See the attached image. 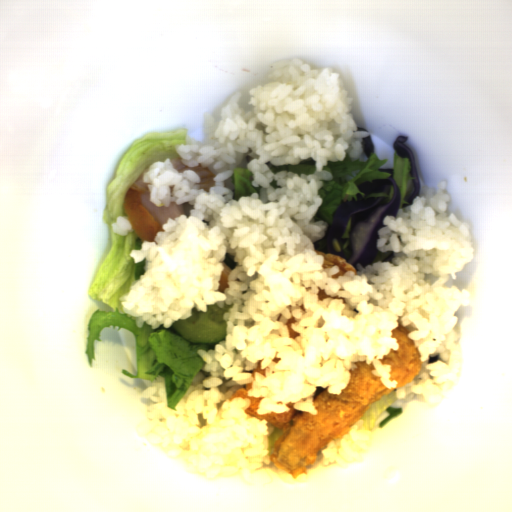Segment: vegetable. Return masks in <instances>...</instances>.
<instances>
[{
  "mask_svg": "<svg viewBox=\"0 0 512 512\" xmlns=\"http://www.w3.org/2000/svg\"><path fill=\"white\" fill-rule=\"evenodd\" d=\"M187 129L174 132H150L137 138L126 150L119 162L116 174L106 189V201L102 220L110 233V247L88 290L94 300L103 301L110 307L106 311H93L86 329L84 352L88 366L96 358L95 343L101 341L100 333L108 328H124L131 332L135 342L136 374L127 369L122 375L153 383L158 376L164 379L167 407H176L205 361L198 353L215 350V344H195L175 333L172 325L165 329L161 324L155 330L146 322L136 327V320L124 313L120 298L128 294L131 284L145 274V259L134 262L132 250L142 249V241L133 229L125 236L113 232L112 226L119 217H127L125 197L136 180L148 170L149 165L165 162L166 158L182 157L176 145H186ZM128 218V217H127Z\"/></svg>",
  "mask_w": 512,
  "mask_h": 512,
  "instance_id": "add77e79",
  "label": "vegetable"
},
{
  "mask_svg": "<svg viewBox=\"0 0 512 512\" xmlns=\"http://www.w3.org/2000/svg\"><path fill=\"white\" fill-rule=\"evenodd\" d=\"M367 158V161H360V159L351 161L347 152L344 161L327 160V165H323L322 170L330 172L332 174V180H320L323 181V187L317 192L318 196L322 198V205L319 207L314 221H324L329 225L333 222L334 211L338 209L343 202L356 198L358 194L364 197L392 198V186L384 193H361L358 185L362 182L390 176L387 172L379 171L385 165L386 160L378 158L375 153Z\"/></svg>",
  "mask_w": 512,
  "mask_h": 512,
  "instance_id": "ea0f7189",
  "label": "vegetable"
},
{
  "mask_svg": "<svg viewBox=\"0 0 512 512\" xmlns=\"http://www.w3.org/2000/svg\"><path fill=\"white\" fill-rule=\"evenodd\" d=\"M383 395L380 401L372 403L361 418H359L363 426L359 430H369L370 432L375 428H383L402 413V408L396 406V391Z\"/></svg>",
  "mask_w": 512,
  "mask_h": 512,
  "instance_id": "f7b5029e",
  "label": "vegetable"
},
{
  "mask_svg": "<svg viewBox=\"0 0 512 512\" xmlns=\"http://www.w3.org/2000/svg\"><path fill=\"white\" fill-rule=\"evenodd\" d=\"M409 167H410L409 158L399 157L396 150H394L393 168H391V169H393L394 178L398 184L399 196H400V203L396 210L395 218L397 216L399 209H403L405 211V207L410 205L407 200V197L412 193L413 184H412V179L409 175Z\"/></svg>",
  "mask_w": 512,
  "mask_h": 512,
  "instance_id": "96ceb2fe",
  "label": "vegetable"
},
{
  "mask_svg": "<svg viewBox=\"0 0 512 512\" xmlns=\"http://www.w3.org/2000/svg\"><path fill=\"white\" fill-rule=\"evenodd\" d=\"M253 178L252 172L247 168H233V198L235 201L240 196H251L252 193H259L256 188L252 187Z\"/></svg>",
  "mask_w": 512,
  "mask_h": 512,
  "instance_id": "f1789d4c",
  "label": "vegetable"
},
{
  "mask_svg": "<svg viewBox=\"0 0 512 512\" xmlns=\"http://www.w3.org/2000/svg\"><path fill=\"white\" fill-rule=\"evenodd\" d=\"M360 216H353L350 218L348 224L342 230V232L337 235L331 244V248L333 250V254H338L346 259L348 262L351 254V235L350 232L352 228L359 221Z\"/></svg>",
  "mask_w": 512,
  "mask_h": 512,
  "instance_id": "8f37a823",
  "label": "vegetable"
},
{
  "mask_svg": "<svg viewBox=\"0 0 512 512\" xmlns=\"http://www.w3.org/2000/svg\"><path fill=\"white\" fill-rule=\"evenodd\" d=\"M267 166L270 170L275 174L277 171L287 170L298 173V176L301 177V173L306 175H311L316 171V162L315 160H303L300 161L299 164H288L283 166H273L271 162H266Z\"/></svg>",
  "mask_w": 512,
  "mask_h": 512,
  "instance_id": "6e5ebb59",
  "label": "vegetable"
},
{
  "mask_svg": "<svg viewBox=\"0 0 512 512\" xmlns=\"http://www.w3.org/2000/svg\"><path fill=\"white\" fill-rule=\"evenodd\" d=\"M394 258H395V255H394L393 251L387 250V252H381L378 250L369 265H371L373 267L374 263L379 262V261L392 263Z\"/></svg>",
  "mask_w": 512,
  "mask_h": 512,
  "instance_id": "b0100df1",
  "label": "vegetable"
},
{
  "mask_svg": "<svg viewBox=\"0 0 512 512\" xmlns=\"http://www.w3.org/2000/svg\"><path fill=\"white\" fill-rule=\"evenodd\" d=\"M282 429H278L275 427L274 432L268 437V456L273 454L274 447H275V441L282 435Z\"/></svg>",
  "mask_w": 512,
  "mask_h": 512,
  "instance_id": "8f987158",
  "label": "vegetable"
},
{
  "mask_svg": "<svg viewBox=\"0 0 512 512\" xmlns=\"http://www.w3.org/2000/svg\"><path fill=\"white\" fill-rule=\"evenodd\" d=\"M313 245H314L315 253L316 252H320V253H324L325 254V250H326V233H325V236L323 238L313 242Z\"/></svg>",
  "mask_w": 512,
  "mask_h": 512,
  "instance_id": "a930682d",
  "label": "vegetable"
},
{
  "mask_svg": "<svg viewBox=\"0 0 512 512\" xmlns=\"http://www.w3.org/2000/svg\"><path fill=\"white\" fill-rule=\"evenodd\" d=\"M210 172H212L215 176L218 175V172L214 168Z\"/></svg>",
  "mask_w": 512,
  "mask_h": 512,
  "instance_id": "fd8b72d7",
  "label": "vegetable"
}]
</instances>
